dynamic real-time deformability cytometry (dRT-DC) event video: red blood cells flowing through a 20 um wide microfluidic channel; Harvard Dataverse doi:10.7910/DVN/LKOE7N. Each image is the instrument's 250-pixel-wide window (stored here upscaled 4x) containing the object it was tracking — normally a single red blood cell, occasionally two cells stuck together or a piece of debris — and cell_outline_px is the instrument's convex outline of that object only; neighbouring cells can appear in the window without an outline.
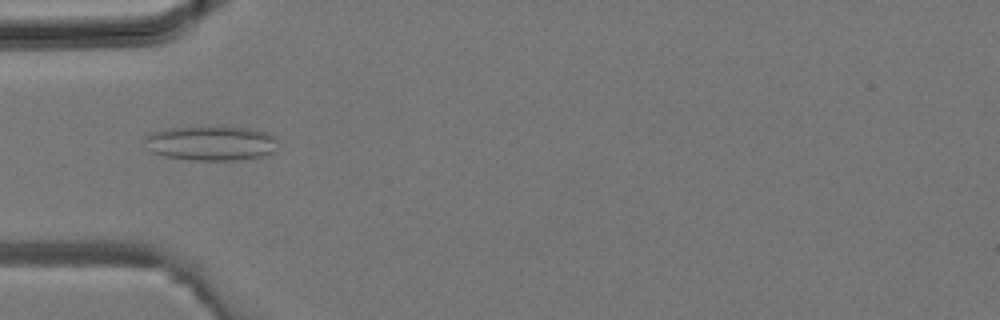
{"species": "common noctule bat (a hibernating species)", "species_latin": "Nyctalus noctula", "temperature_condition": "room temperature", "stored_images_in_passage": 3, "camera_frame_rate_fps": 3000, "um_per_image_px": 0.085, "animal": {"sex": "male", "body_mass_g": 19.2, "forearm_length_mm": 51.8}, "frame": {"image": 1, "passage_image": 3, "time_ms": 0.667, "image_size_px": [1000, 320], "cell_outline_px": [[276, 152], [268, 156], [240, 160], [192, 160], [164, 156], [148, 152], [140, 140], [148, 132], [164, 128], [200, 124], [224, 124], [252, 128], [268, 132], [276, 140]], "centroid_in_image_um": [17.86, 12.11], "position_along_channel_um": 67.1, "area_um2": 29.02}}